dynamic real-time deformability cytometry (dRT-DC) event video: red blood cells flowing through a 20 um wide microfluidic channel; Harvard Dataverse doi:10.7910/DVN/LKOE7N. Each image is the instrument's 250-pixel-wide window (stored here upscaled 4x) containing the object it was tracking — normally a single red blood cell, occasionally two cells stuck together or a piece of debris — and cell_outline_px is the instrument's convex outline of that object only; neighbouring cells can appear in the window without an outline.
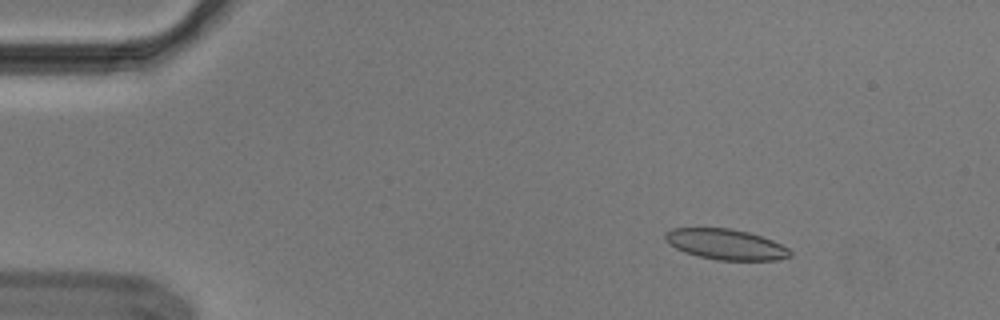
{"species": "Egyptian fruit bat (a non-hibernating species)", "species_latin": "Rousettus aegyptiacus", "temperature_condition": "cold", "stored_images_in_passage": 55, "camera_frame_rate_fps": 3000, "um_per_image_px": 0.085, "animal": {"sex": "male"}, "frame": {"image": 1, "passage_image": 8, "time_ms": 2.333, "image_size_px": [1000, 320], "cell_outline_px": [[792, 256], [776, 260], [716, 260], [684, 252], [668, 244], [664, 240], [664, 232], [672, 228], [732, 228], [748, 232], [772, 240], [788, 248], [792, 252]], "centroid_in_image_um": [61.66, 20.76], "position_along_channel_um": 23.3, "area_um2": 22.31}}
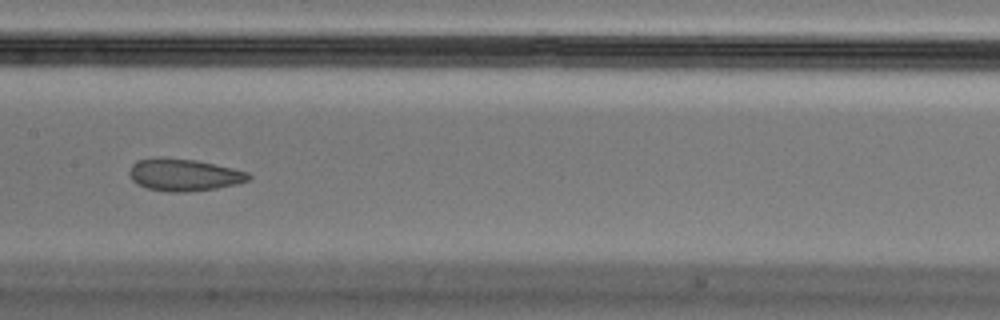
{"frame": {"image": 2, "passage_image": 28, "time_ms": 9.0, "image_size_px": [1000, 320], "cell_outline_px": [[252, 176], [248, 180], [236, 184], [216, 188], [184, 192], [168, 192], [148, 188], [136, 184], [132, 180], [128, 172], [132, 164], [136, 160], [156, 156], [164, 156], [196, 160], [232, 168], [248, 172]], "centroid_in_image_um": [15.58, 14.84], "position_along_channel_um": 191.8, "area_um2": 22.6}}
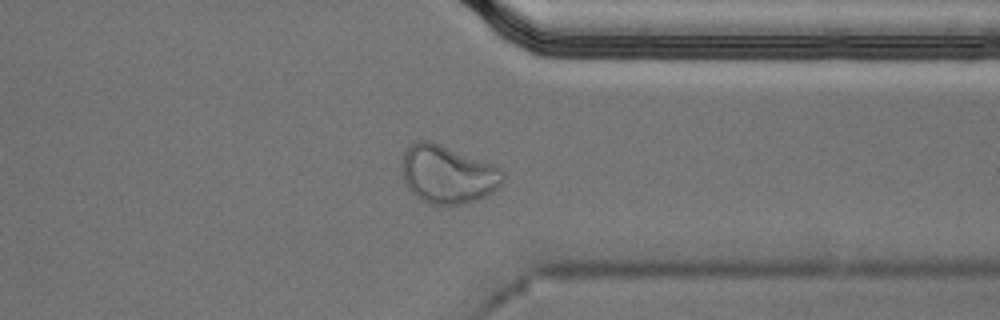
{"frame": {"image": 3, "passage_image": 43, "time_ms": 14.0, "image_size_px": [1000, 320], "cell_outline_px": [[504, 180], [492, 192], [476, 200], [464, 204], [432, 204], [420, 200], [404, 184], [400, 172], [400, 164], [404, 152], [408, 144], [416, 140], [428, 140], [440, 144], [492, 164], [500, 168], [504, 172]], "centroid_in_image_um": [37.98, 14.81], "position_along_channel_um": 373.4, "area_um2": 34.45}, "authors_computed_cell_mechanics": {"area_um2": 23.12, "velocity_mm_per_s": 3.6736, "shape_relaxation_time_tau1_ms": null, "shape_relaxation_time_tau2_ms": 1.1017, "deformation_change_tau1": null, "deformation_change_tau2": 0.0604}}